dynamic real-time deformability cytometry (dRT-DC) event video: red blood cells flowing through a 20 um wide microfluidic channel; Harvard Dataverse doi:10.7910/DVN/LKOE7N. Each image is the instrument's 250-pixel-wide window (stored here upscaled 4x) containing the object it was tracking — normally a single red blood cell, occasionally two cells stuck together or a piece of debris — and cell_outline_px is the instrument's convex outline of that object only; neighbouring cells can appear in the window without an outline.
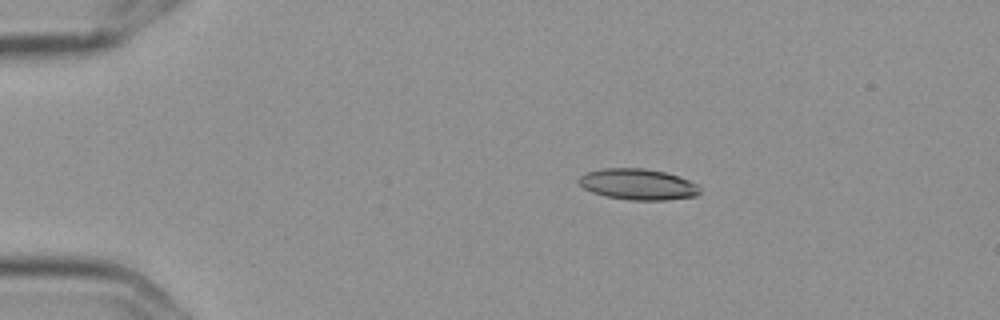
{"species": "Egyptian fruit bat (a non-hibernating species)", "species_latin": "Rousettus aegyptiacus", "temperature_condition": "cold", "stored_images_in_passage": 6, "camera_frame_rate_fps": 3000, "um_per_image_px": 0.085, "frame": {"image": 1, "passage_image": 4, "time_ms": 1.0, "image_size_px": [1000, 320], "cell_outline_px": [[700, 192], [696, 196], [668, 200], [628, 200], [604, 196], [592, 192], [584, 188], [580, 184], [580, 176], [584, 172], [600, 168], [644, 168], [664, 172], [688, 180], [696, 184], [700, 188]], "centroid_in_image_um": [54.2, 15.67], "position_along_channel_um": 30.8, "area_um2": 21.91}}